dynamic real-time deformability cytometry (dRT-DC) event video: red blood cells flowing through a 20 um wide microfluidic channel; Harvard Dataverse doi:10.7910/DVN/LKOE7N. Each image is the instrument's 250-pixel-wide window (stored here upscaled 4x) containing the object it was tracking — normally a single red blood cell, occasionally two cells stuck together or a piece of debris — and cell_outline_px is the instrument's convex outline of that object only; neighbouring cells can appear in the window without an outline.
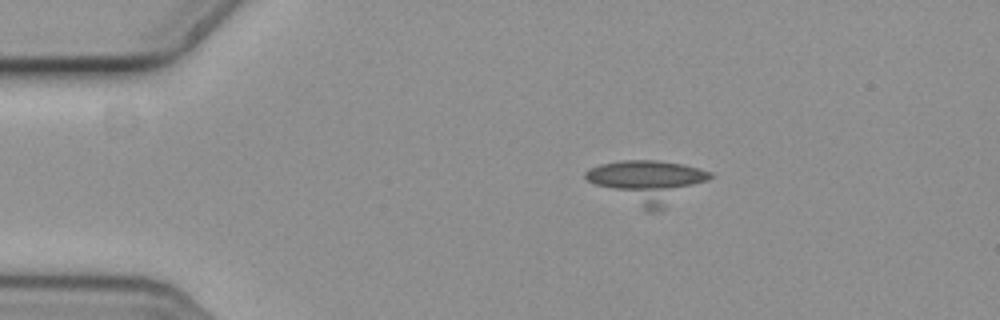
{"species": "common noctule bat (a hibernating species)", "species_latin": "Nyctalus noctula", "temperature_condition": "cold", "stored_images_in_passage": 61, "camera_frame_rate_fps": 3000, "um_per_image_px": 0.085, "animal": {"sex": "female", "body_mass_g": 19.3, "forearm_length_mm": 54.1}, "frame": {"image": 1, "passage_image": 14, "time_ms": 4.333, "image_size_px": [1000, 320], "cell_outline_px": [[712, 176], [708, 180], [664, 208], [652, 212], [644, 212], [588, 180], [584, 176], [584, 172], [588, 168], [600, 164], [620, 160], [656, 160], [680, 164], [712, 172]], "centroid_in_image_um": [55.0, 15.44], "position_along_channel_um": 30.0, "area_um2": 30.46}}